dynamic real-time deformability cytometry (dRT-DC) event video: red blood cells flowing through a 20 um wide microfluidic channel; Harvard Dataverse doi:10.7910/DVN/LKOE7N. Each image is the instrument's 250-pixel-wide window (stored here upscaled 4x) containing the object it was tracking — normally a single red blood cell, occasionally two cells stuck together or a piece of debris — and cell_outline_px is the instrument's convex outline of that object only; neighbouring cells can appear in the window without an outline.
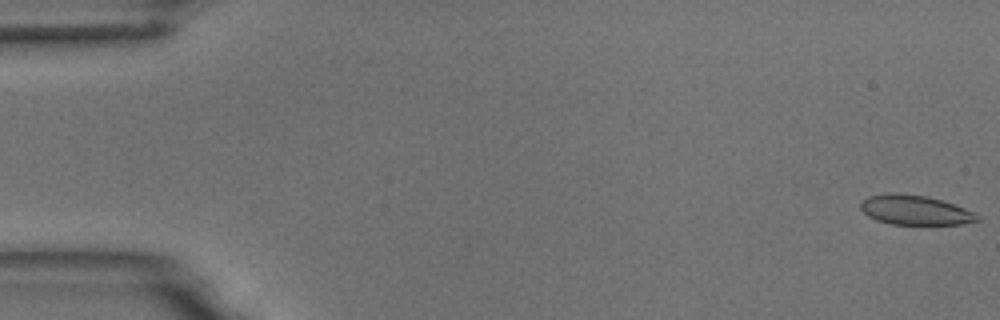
{"species": "common noctule bat (a hibernating species)", "species_latin": "Nyctalus noctula", "temperature_condition": "room temperature", "stored_images_in_passage": 5, "camera_frame_rate_fps": 3000, "um_per_image_px": 0.085, "animal": {"sex": "male", "body_mass_g": 18.8}, "frame": {"image": 1, "passage_image": 1, "time_ms": 0.0, "image_size_px": [1000, 320], "cell_outline_px": [[980, 220], [960, 224], [892, 224], [876, 220], [868, 216], [860, 208], [860, 204], [868, 196], [888, 192], [892, 192], [924, 196], [940, 200], [964, 208], [980, 216]], "centroid_in_image_um": [77.74, 17.85], "position_along_channel_um": 7.3, "area_um2": 19.88}}
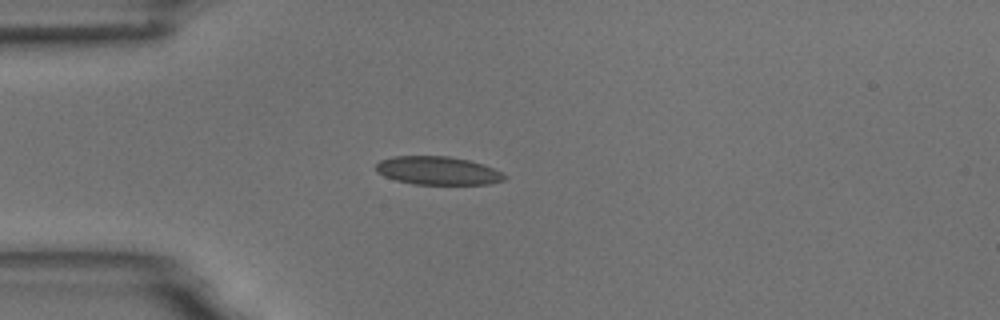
{"frame": {"image": 2, "passage_image": 5, "time_ms": 4.667, "image_size_px": [1000, 320], "cell_outline_px": [[508, 176], [504, 180], [488, 184], [416, 184], [396, 180], [384, 176], [376, 172], [376, 164], [380, 160], [392, 156], [448, 156], [468, 160], [484, 164]], "centroid_in_image_um": [37.2, 14.5], "position_along_channel_um": 47.8, "area_um2": 21.15}}